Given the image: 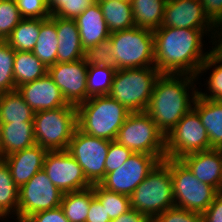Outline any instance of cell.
Segmentation results:
<instances>
[{
	"instance_id": "cell-22",
	"label": "cell",
	"mask_w": 222,
	"mask_h": 222,
	"mask_svg": "<svg viewBox=\"0 0 222 222\" xmlns=\"http://www.w3.org/2000/svg\"><path fill=\"white\" fill-rule=\"evenodd\" d=\"M36 144L33 122L2 123L0 158Z\"/></svg>"
},
{
	"instance_id": "cell-49",
	"label": "cell",
	"mask_w": 222,
	"mask_h": 222,
	"mask_svg": "<svg viewBox=\"0 0 222 222\" xmlns=\"http://www.w3.org/2000/svg\"><path fill=\"white\" fill-rule=\"evenodd\" d=\"M1 127H2V123H1V120H0V143H1Z\"/></svg>"
},
{
	"instance_id": "cell-4",
	"label": "cell",
	"mask_w": 222,
	"mask_h": 222,
	"mask_svg": "<svg viewBox=\"0 0 222 222\" xmlns=\"http://www.w3.org/2000/svg\"><path fill=\"white\" fill-rule=\"evenodd\" d=\"M131 208L146 215L151 221L174 207V194L168 158L159 161L130 196Z\"/></svg>"
},
{
	"instance_id": "cell-7",
	"label": "cell",
	"mask_w": 222,
	"mask_h": 222,
	"mask_svg": "<svg viewBox=\"0 0 222 222\" xmlns=\"http://www.w3.org/2000/svg\"><path fill=\"white\" fill-rule=\"evenodd\" d=\"M115 141L133 153H146L160 161L166 158L165 135L146 111L130 112Z\"/></svg>"
},
{
	"instance_id": "cell-32",
	"label": "cell",
	"mask_w": 222,
	"mask_h": 222,
	"mask_svg": "<svg viewBox=\"0 0 222 222\" xmlns=\"http://www.w3.org/2000/svg\"><path fill=\"white\" fill-rule=\"evenodd\" d=\"M210 68L213 69L212 72H210V76L207 77V83L205 84L207 88L206 91H208L202 92L201 90H198V95L202 98L222 102V60H220L212 52L208 55L207 59L202 64L197 74V79H200L199 77H201Z\"/></svg>"
},
{
	"instance_id": "cell-13",
	"label": "cell",
	"mask_w": 222,
	"mask_h": 222,
	"mask_svg": "<svg viewBox=\"0 0 222 222\" xmlns=\"http://www.w3.org/2000/svg\"><path fill=\"white\" fill-rule=\"evenodd\" d=\"M159 161L154 155L133 153L122 166L107 173L99 184L107 190L130 197Z\"/></svg>"
},
{
	"instance_id": "cell-30",
	"label": "cell",
	"mask_w": 222,
	"mask_h": 222,
	"mask_svg": "<svg viewBox=\"0 0 222 222\" xmlns=\"http://www.w3.org/2000/svg\"><path fill=\"white\" fill-rule=\"evenodd\" d=\"M94 197L93 187L64 193L60 207L70 222H86L90 202Z\"/></svg>"
},
{
	"instance_id": "cell-48",
	"label": "cell",
	"mask_w": 222,
	"mask_h": 222,
	"mask_svg": "<svg viewBox=\"0 0 222 222\" xmlns=\"http://www.w3.org/2000/svg\"><path fill=\"white\" fill-rule=\"evenodd\" d=\"M220 194H222V174H221V182H220Z\"/></svg>"
},
{
	"instance_id": "cell-10",
	"label": "cell",
	"mask_w": 222,
	"mask_h": 222,
	"mask_svg": "<svg viewBox=\"0 0 222 222\" xmlns=\"http://www.w3.org/2000/svg\"><path fill=\"white\" fill-rule=\"evenodd\" d=\"M210 149V141L198 113L192 108L165 136L166 158L183 156Z\"/></svg>"
},
{
	"instance_id": "cell-9",
	"label": "cell",
	"mask_w": 222,
	"mask_h": 222,
	"mask_svg": "<svg viewBox=\"0 0 222 222\" xmlns=\"http://www.w3.org/2000/svg\"><path fill=\"white\" fill-rule=\"evenodd\" d=\"M119 69L155 66L153 31L132 27L110 33Z\"/></svg>"
},
{
	"instance_id": "cell-50",
	"label": "cell",
	"mask_w": 222,
	"mask_h": 222,
	"mask_svg": "<svg viewBox=\"0 0 222 222\" xmlns=\"http://www.w3.org/2000/svg\"><path fill=\"white\" fill-rule=\"evenodd\" d=\"M117 1H124V2H129V3H131L133 0H117Z\"/></svg>"
},
{
	"instance_id": "cell-40",
	"label": "cell",
	"mask_w": 222,
	"mask_h": 222,
	"mask_svg": "<svg viewBox=\"0 0 222 222\" xmlns=\"http://www.w3.org/2000/svg\"><path fill=\"white\" fill-rule=\"evenodd\" d=\"M22 18L47 19L51 16L46 0H16Z\"/></svg>"
},
{
	"instance_id": "cell-16",
	"label": "cell",
	"mask_w": 222,
	"mask_h": 222,
	"mask_svg": "<svg viewBox=\"0 0 222 222\" xmlns=\"http://www.w3.org/2000/svg\"><path fill=\"white\" fill-rule=\"evenodd\" d=\"M161 26L214 29V25L204 14L200 0H167Z\"/></svg>"
},
{
	"instance_id": "cell-36",
	"label": "cell",
	"mask_w": 222,
	"mask_h": 222,
	"mask_svg": "<svg viewBox=\"0 0 222 222\" xmlns=\"http://www.w3.org/2000/svg\"><path fill=\"white\" fill-rule=\"evenodd\" d=\"M15 51L6 41H0V94L16 90L13 68Z\"/></svg>"
},
{
	"instance_id": "cell-46",
	"label": "cell",
	"mask_w": 222,
	"mask_h": 222,
	"mask_svg": "<svg viewBox=\"0 0 222 222\" xmlns=\"http://www.w3.org/2000/svg\"><path fill=\"white\" fill-rule=\"evenodd\" d=\"M210 42L212 43L211 52L222 60V22L214 26L212 41Z\"/></svg>"
},
{
	"instance_id": "cell-31",
	"label": "cell",
	"mask_w": 222,
	"mask_h": 222,
	"mask_svg": "<svg viewBox=\"0 0 222 222\" xmlns=\"http://www.w3.org/2000/svg\"><path fill=\"white\" fill-rule=\"evenodd\" d=\"M40 31V19L23 18L6 42L14 51H32Z\"/></svg>"
},
{
	"instance_id": "cell-17",
	"label": "cell",
	"mask_w": 222,
	"mask_h": 222,
	"mask_svg": "<svg viewBox=\"0 0 222 222\" xmlns=\"http://www.w3.org/2000/svg\"><path fill=\"white\" fill-rule=\"evenodd\" d=\"M17 90L34 112L74 106L66 102L48 72L39 79L19 86Z\"/></svg>"
},
{
	"instance_id": "cell-12",
	"label": "cell",
	"mask_w": 222,
	"mask_h": 222,
	"mask_svg": "<svg viewBox=\"0 0 222 222\" xmlns=\"http://www.w3.org/2000/svg\"><path fill=\"white\" fill-rule=\"evenodd\" d=\"M18 195V222H25L37 212L59 207L63 197L43 169L19 188Z\"/></svg>"
},
{
	"instance_id": "cell-14",
	"label": "cell",
	"mask_w": 222,
	"mask_h": 222,
	"mask_svg": "<svg viewBox=\"0 0 222 222\" xmlns=\"http://www.w3.org/2000/svg\"><path fill=\"white\" fill-rule=\"evenodd\" d=\"M43 171L63 194L92 186L76 159L66 150L48 151L44 159Z\"/></svg>"
},
{
	"instance_id": "cell-43",
	"label": "cell",
	"mask_w": 222,
	"mask_h": 222,
	"mask_svg": "<svg viewBox=\"0 0 222 222\" xmlns=\"http://www.w3.org/2000/svg\"><path fill=\"white\" fill-rule=\"evenodd\" d=\"M204 14L215 26L222 22V0H200Z\"/></svg>"
},
{
	"instance_id": "cell-8",
	"label": "cell",
	"mask_w": 222,
	"mask_h": 222,
	"mask_svg": "<svg viewBox=\"0 0 222 222\" xmlns=\"http://www.w3.org/2000/svg\"><path fill=\"white\" fill-rule=\"evenodd\" d=\"M175 206L203 214L219 194L218 190L200 182L180 159L168 158Z\"/></svg>"
},
{
	"instance_id": "cell-38",
	"label": "cell",
	"mask_w": 222,
	"mask_h": 222,
	"mask_svg": "<svg viewBox=\"0 0 222 222\" xmlns=\"http://www.w3.org/2000/svg\"><path fill=\"white\" fill-rule=\"evenodd\" d=\"M22 19L16 0H0V41H6Z\"/></svg>"
},
{
	"instance_id": "cell-41",
	"label": "cell",
	"mask_w": 222,
	"mask_h": 222,
	"mask_svg": "<svg viewBox=\"0 0 222 222\" xmlns=\"http://www.w3.org/2000/svg\"><path fill=\"white\" fill-rule=\"evenodd\" d=\"M133 152L115 140L110 142L105 162V175L122 166Z\"/></svg>"
},
{
	"instance_id": "cell-28",
	"label": "cell",
	"mask_w": 222,
	"mask_h": 222,
	"mask_svg": "<svg viewBox=\"0 0 222 222\" xmlns=\"http://www.w3.org/2000/svg\"><path fill=\"white\" fill-rule=\"evenodd\" d=\"M34 114L17 89L0 94L1 123L33 122Z\"/></svg>"
},
{
	"instance_id": "cell-26",
	"label": "cell",
	"mask_w": 222,
	"mask_h": 222,
	"mask_svg": "<svg viewBox=\"0 0 222 222\" xmlns=\"http://www.w3.org/2000/svg\"><path fill=\"white\" fill-rule=\"evenodd\" d=\"M58 35L50 19H40V31L32 53L48 68L57 63Z\"/></svg>"
},
{
	"instance_id": "cell-47",
	"label": "cell",
	"mask_w": 222,
	"mask_h": 222,
	"mask_svg": "<svg viewBox=\"0 0 222 222\" xmlns=\"http://www.w3.org/2000/svg\"><path fill=\"white\" fill-rule=\"evenodd\" d=\"M111 222H152L146 215L136 211L135 209H129L124 214H121L118 218L113 219Z\"/></svg>"
},
{
	"instance_id": "cell-20",
	"label": "cell",
	"mask_w": 222,
	"mask_h": 222,
	"mask_svg": "<svg viewBox=\"0 0 222 222\" xmlns=\"http://www.w3.org/2000/svg\"><path fill=\"white\" fill-rule=\"evenodd\" d=\"M58 35L57 63L74 62L83 58L79 29L75 19H65L51 15Z\"/></svg>"
},
{
	"instance_id": "cell-23",
	"label": "cell",
	"mask_w": 222,
	"mask_h": 222,
	"mask_svg": "<svg viewBox=\"0 0 222 222\" xmlns=\"http://www.w3.org/2000/svg\"><path fill=\"white\" fill-rule=\"evenodd\" d=\"M193 109L198 113L206 129L210 149H222V102L196 97Z\"/></svg>"
},
{
	"instance_id": "cell-34",
	"label": "cell",
	"mask_w": 222,
	"mask_h": 222,
	"mask_svg": "<svg viewBox=\"0 0 222 222\" xmlns=\"http://www.w3.org/2000/svg\"><path fill=\"white\" fill-rule=\"evenodd\" d=\"M115 70L107 66H88L87 100L92 96L108 95Z\"/></svg>"
},
{
	"instance_id": "cell-27",
	"label": "cell",
	"mask_w": 222,
	"mask_h": 222,
	"mask_svg": "<svg viewBox=\"0 0 222 222\" xmlns=\"http://www.w3.org/2000/svg\"><path fill=\"white\" fill-rule=\"evenodd\" d=\"M48 68L32 51H15L13 77L16 89L26 83L41 78Z\"/></svg>"
},
{
	"instance_id": "cell-42",
	"label": "cell",
	"mask_w": 222,
	"mask_h": 222,
	"mask_svg": "<svg viewBox=\"0 0 222 222\" xmlns=\"http://www.w3.org/2000/svg\"><path fill=\"white\" fill-rule=\"evenodd\" d=\"M25 222H70L59 206L54 209L40 211L32 214Z\"/></svg>"
},
{
	"instance_id": "cell-5",
	"label": "cell",
	"mask_w": 222,
	"mask_h": 222,
	"mask_svg": "<svg viewBox=\"0 0 222 222\" xmlns=\"http://www.w3.org/2000/svg\"><path fill=\"white\" fill-rule=\"evenodd\" d=\"M160 74L155 66L116 70L108 95L130 112L145 111Z\"/></svg>"
},
{
	"instance_id": "cell-33",
	"label": "cell",
	"mask_w": 222,
	"mask_h": 222,
	"mask_svg": "<svg viewBox=\"0 0 222 222\" xmlns=\"http://www.w3.org/2000/svg\"><path fill=\"white\" fill-rule=\"evenodd\" d=\"M92 187L94 190V196L104 206L111 220L118 218L121 214H124L131 209L129 196L107 190L100 184H94Z\"/></svg>"
},
{
	"instance_id": "cell-19",
	"label": "cell",
	"mask_w": 222,
	"mask_h": 222,
	"mask_svg": "<svg viewBox=\"0 0 222 222\" xmlns=\"http://www.w3.org/2000/svg\"><path fill=\"white\" fill-rule=\"evenodd\" d=\"M47 152L46 149L35 144L2 158L7 163L13 182L18 188L43 169Z\"/></svg>"
},
{
	"instance_id": "cell-18",
	"label": "cell",
	"mask_w": 222,
	"mask_h": 222,
	"mask_svg": "<svg viewBox=\"0 0 222 222\" xmlns=\"http://www.w3.org/2000/svg\"><path fill=\"white\" fill-rule=\"evenodd\" d=\"M180 160L200 182L215 187L220 193L222 149L211 148L190 153L183 156Z\"/></svg>"
},
{
	"instance_id": "cell-35",
	"label": "cell",
	"mask_w": 222,
	"mask_h": 222,
	"mask_svg": "<svg viewBox=\"0 0 222 222\" xmlns=\"http://www.w3.org/2000/svg\"><path fill=\"white\" fill-rule=\"evenodd\" d=\"M111 37L101 40L97 45L85 48L83 60L87 66H107L115 71L119 70L118 63L113 54Z\"/></svg>"
},
{
	"instance_id": "cell-29",
	"label": "cell",
	"mask_w": 222,
	"mask_h": 222,
	"mask_svg": "<svg viewBox=\"0 0 222 222\" xmlns=\"http://www.w3.org/2000/svg\"><path fill=\"white\" fill-rule=\"evenodd\" d=\"M19 188L13 182L7 163L0 158V220L15 215L18 222Z\"/></svg>"
},
{
	"instance_id": "cell-2",
	"label": "cell",
	"mask_w": 222,
	"mask_h": 222,
	"mask_svg": "<svg viewBox=\"0 0 222 222\" xmlns=\"http://www.w3.org/2000/svg\"><path fill=\"white\" fill-rule=\"evenodd\" d=\"M196 80L186 74H160L157 78L145 111L165 136L193 108L199 90Z\"/></svg>"
},
{
	"instance_id": "cell-37",
	"label": "cell",
	"mask_w": 222,
	"mask_h": 222,
	"mask_svg": "<svg viewBox=\"0 0 222 222\" xmlns=\"http://www.w3.org/2000/svg\"><path fill=\"white\" fill-rule=\"evenodd\" d=\"M46 2L51 15L76 19L96 0H46Z\"/></svg>"
},
{
	"instance_id": "cell-3",
	"label": "cell",
	"mask_w": 222,
	"mask_h": 222,
	"mask_svg": "<svg viewBox=\"0 0 222 222\" xmlns=\"http://www.w3.org/2000/svg\"><path fill=\"white\" fill-rule=\"evenodd\" d=\"M77 128L94 137L114 141L130 111L109 95L92 96L76 106Z\"/></svg>"
},
{
	"instance_id": "cell-1",
	"label": "cell",
	"mask_w": 222,
	"mask_h": 222,
	"mask_svg": "<svg viewBox=\"0 0 222 222\" xmlns=\"http://www.w3.org/2000/svg\"><path fill=\"white\" fill-rule=\"evenodd\" d=\"M213 32L214 29L159 27L153 31L155 67L161 74L197 77L202 64L211 53V49L204 52L202 40L205 35L211 36L209 38L212 40Z\"/></svg>"
},
{
	"instance_id": "cell-11",
	"label": "cell",
	"mask_w": 222,
	"mask_h": 222,
	"mask_svg": "<svg viewBox=\"0 0 222 222\" xmlns=\"http://www.w3.org/2000/svg\"><path fill=\"white\" fill-rule=\"evenodd\" d=\"M110 140L90 136L75 129L67 152L81 166L84 176L91 184H99L105 177V162Z\"/></svg>"
},
{
	"instance_id": "cell-6",
	"label": "cell",
	"mask_w": 222,
	"mask_h": 222,
	"mask_svg": "<svg viewBox=\"0 0 222 222\" xmlns=\"http://www.w3.org/2000/svg\"><path fill=\"white\" fill-rule=\"evenodd\" d=\"M33 123L37 145L47 151L67 150L77 128L76 106L35 112Z\"/></svg>"
},
{
	"instance_id": "cell-24",
	"label": "cell",
	"mask_w": 222,
	"mask_h": 222,
	"mask_svg": "<svg viewBox=\"0 0 222 222\" xmlns=\"http://www.w3.org/2000/svg\"><path fill=\"white\" fill-rule=\"evenodd\" d=\"M110 33L135 27L131 3L117 0H96Z\"/></svg>"
},
{
	"instance_id": "cell-45",
	"label": "cell",
	"mask_w": 222,
	"mask_h": 222,
	"mask_svg": "<svg viewBox=\"0 0 222 222\" xmlns=\"http://www.w3.org/2000/svg\"><path fill=\"white\" fill-rule=\"evenodd\" d=\"M205 222H222V194H218L202 214Z\"/></svg>"
},
{
	"instance_id": "cell-44",
	"label": "cell",
	"mask_w": 222,
	"mask_h": 222,
	"mask_svg": "<svg viewBox=\"0 0 222 222\" xmlns=\"http://www.w3.org/2000/svg\"><path fill=\"white\" fill-rule=\"evenodd\" d=\"M108 213L101 202L94 196L90 202L86 222H111Z\"/></svg>"
},
{
	"instance_id": "cell-39",
	"label": "cell",
	"mask_w": 222,
	"mask_h": 222,
	"mask_svg": "<svg viewBox=\"0 0 222 222\" xmlns=\"http://www.w3.org/2000/svg\"><path fill=\"white\" fill-rule=\"evenodd\" d=\"M152 222H205L203 215L179 207H171L156 216Z\"/></svg>"
},
{
	"instance_id": "cell-25",
	"label": "cell",
	"mask_w": 222,
	"mask_h": 222,
	"mask_svg": "<svg viewBox=\"0 0 222 222\" xmlns=\"http://www.w3.org/2000/svg\"><path fill=\"white\" fill-rule=\"evenodd\" d=\"M167 0H133L134 24L138 28L155 31L161 27Z\"/></svg>"
},
{
	"instance_id": "cell-15",
	"label": "cell",
	"mask_w": 222,
	"mask_h": 222,
	"mask_svg": "<svg viewBox=\"0 0 222 222\" xmlns=\"http://www.w3.org/2000/svg\"><path fill=\"white\" fill-rule=\"evenodd\" d=\"M87 72L88 66L83 58L74 62L55 63L48 67V74L64 99L74 106L87 101Z\"/></svg>"
},
{
	"instance_id": "cell-21",
	"label": "cell",
	"mask_w": 222,
	"mask_h": 222,
	"mask_svg": "<svg viewBox=\"0 0 222 222\" xmlns=\"http://www.w3.org/2000/svg\"><path fill=\"white\" fill-rule=\"evenodd\" d=\"M82 47L89 48L110 36L101 8L96 1L76 19Z\"/></svg>"
}]
</instances>
